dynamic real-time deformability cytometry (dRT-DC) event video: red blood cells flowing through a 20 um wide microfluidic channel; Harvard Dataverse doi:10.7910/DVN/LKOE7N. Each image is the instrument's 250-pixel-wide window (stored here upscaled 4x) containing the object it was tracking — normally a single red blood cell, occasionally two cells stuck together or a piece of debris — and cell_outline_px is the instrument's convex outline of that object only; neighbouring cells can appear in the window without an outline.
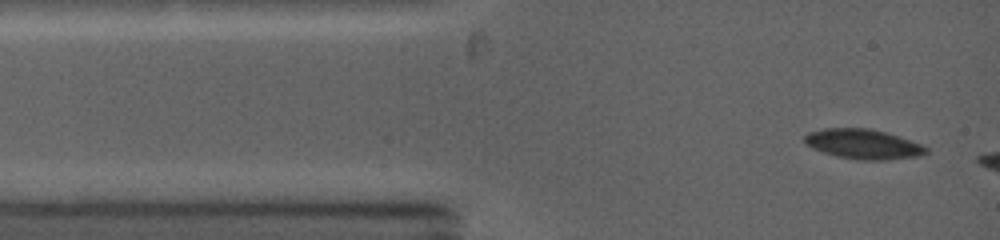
{"species": "common noctule bat (a hibernating species)", "species_latin": "Nyctalus noctula", "temperature_condition": "warm", "stored_images_in_passage": 12, "camera_frame_rate_fps": 5000, "um_per_image_px": 0.085, "animal": {"sex": "female", "body_mass_g": 19.0, "forearm_length_mm": 53.3}, "frame": {"image": 1, "passage_image": 1, "time_ms": 0.0, "image_size_px": [1000, 240], "cell_outline_px": [[928, 152], [920, 156], [884, 160], [856, 160], [836, 156], [812, 148], [804, 144], [804, 136], [808, 132], [824, 128], [868, 128], [884, 132], [920, 144], [928, 148]], "centroid_in_image_um": [73.32, 12.25], "position_along_channel_um": 11.7, "area_um2": 21.04}}
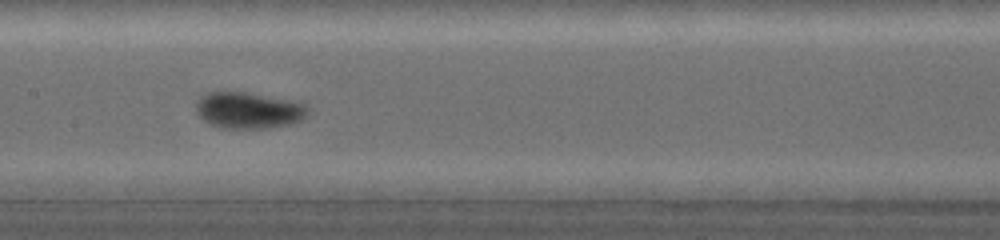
{"frame": {"image": 2, "passage_image": 6, "time_ms": 5.2, "image_size_px": [1000, 240], "cell_outline_px": [[308, 112], [300, 120], [288, 124], [268, 128], [220, 128], [208, 124], [196, 116], [196, 100], [200, 96], [208, 92], [244, 92], [300, 100], [308, 104]], "centroid_in_image_um": [21.11, 9.36], "position_along_channel_um": 186.3, "area_um2": 24.28}}
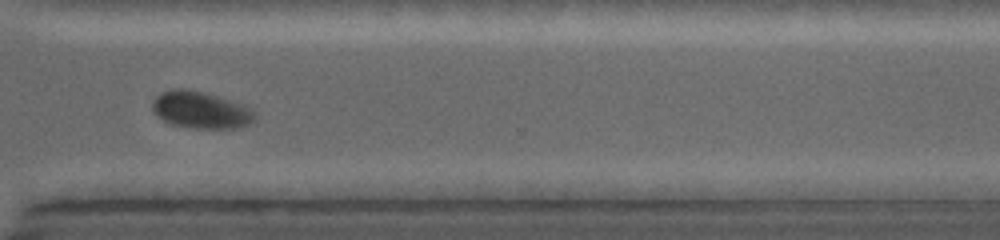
{"frame": {"image": 3, "passage_image": 10, "time_ms": 9.2, "image_size_px": [1000, 240], "cell_outline_px": [[256, 116], [248, 124], [236, 128], [192, 128], [172, 124], [164, 120], [152, 112], [152, 100], [160, 92], [172, 88], [184, 88], [204, 92], [244, 104], [252, 108], [256, 112]], "centroid_in_image_um": [17.05, 9.33], "position_along_channel_um": 353.6, "area_um2": 22.25}}